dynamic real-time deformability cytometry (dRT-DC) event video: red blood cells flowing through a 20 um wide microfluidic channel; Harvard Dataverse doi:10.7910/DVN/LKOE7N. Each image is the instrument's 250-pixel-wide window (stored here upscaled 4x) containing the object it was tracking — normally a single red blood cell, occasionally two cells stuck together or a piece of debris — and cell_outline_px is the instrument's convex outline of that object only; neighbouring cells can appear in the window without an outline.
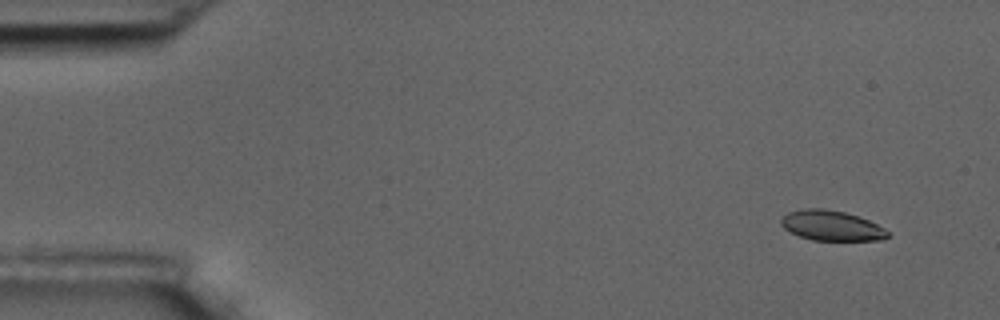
{"species": "common noctule bat (a hibernating species)", "species_latin": "Nyctalus noctula", "temperature_condition": "room temperature", "stored_images_in_passage": 6, "camera_frame_rate_fps": 3000, "um_per_image_px": 0.085, "animal": {"sex": "male", "body_mass_g": 17.5, "forearm_length_mm": 52.3}, "frame": {"image": 1, "passage_image": 2, "time_ms": 1.0, "image_size_px": [1000, 320], "cell_outline_px": [[892, 236], [884, 240], [812, 240], [800, 236], [784, 228], [780, 224], [780, 220], [788, 212], [808, 208], [824, 208], [844, 212], [868, 220], [884, 228]], "centroid_in_image_um": [70.7, 19.18], "position_along_channel_um": 14.3, "area_um2": 18.61}}
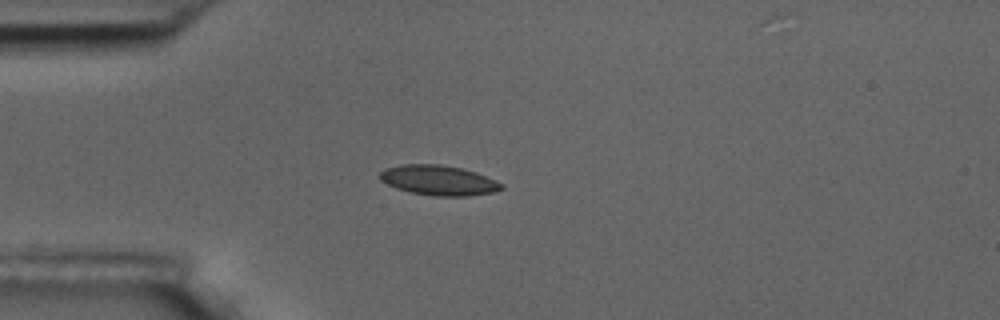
{"frame": {"image": 2, "passage_image": 5, "time_ms": 4.667, "image_size_px": [1000, 320], "cell_outline_px": [[504, 188], [492, 192], [468, 196], [436, 196], [412, 192], [396, 188], [380, 180], [376, 176], [384, 168], [400, 164], [440, 164], [460, 168], [476, 172], [504, 184]], "centroid_in_image_um": [37.24, 15.31], "position_along_channel_um": 47.8, "area_um2": 21.27}}